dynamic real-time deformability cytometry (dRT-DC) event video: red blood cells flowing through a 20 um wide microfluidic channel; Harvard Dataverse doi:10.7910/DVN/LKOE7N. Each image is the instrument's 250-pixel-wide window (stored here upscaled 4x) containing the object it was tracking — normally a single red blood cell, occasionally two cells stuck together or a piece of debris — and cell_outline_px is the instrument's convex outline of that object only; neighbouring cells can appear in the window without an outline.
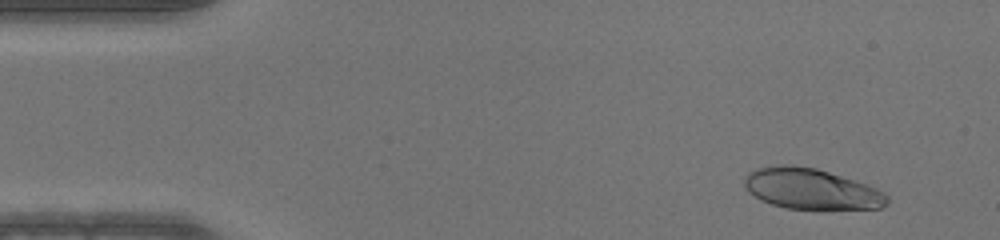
{"species": "human", "species_latin": "Homo sapiens", "temperature_condition": "warm", "stored_images_in_passage": 49, "camera_frame_rate_fps": 3000, "um_per_image_px": 0.085, "donor": {"sex": "male"}, "frame": {"image": 1, "passage_image": 4, "time_ms": 1.0, "image_size_px": [1000, 240], "cell_outline_px": [[888, 204], [880, 208], [788, 208], [772, 204], [760, 200], [748, 192], [744, 184], [744, 176], [748, 172], [760, 168], [780, 164], [792, 164], [816, 168], [856, 180], [876, 188], [884, 192], [888, 196]], "centroid_in_image_um": [68.93, 16.03], "position_along_channel_um": 16.1, "area_um2": 33.7}}
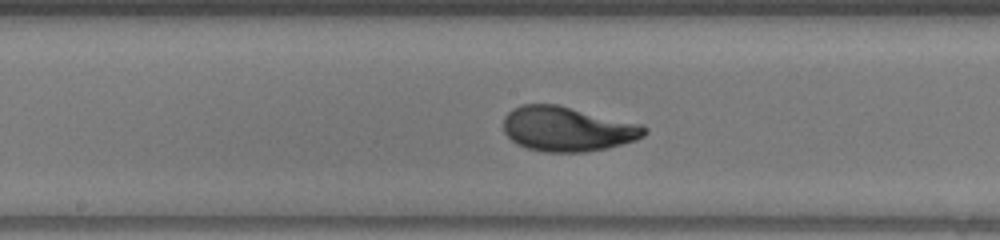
{"frame": {"image": 2, "passage_image": 25, "time_ms": 8.0, "image_size_px": [1000, 240], "cell_outline_px": [[648, 132], [644, 136], [636, 140], [608, 148], [584, 152], [544, 152], [528, 148], [516, 144], [504, 132], [504, 116], [512, 108], [520, 104], [560, 104], [640, 124], [648, 128]], "centroid_in_image_um": [48.23, 10.95], "position_along_channel_um": 200.0, "area_um2": 37.05}}
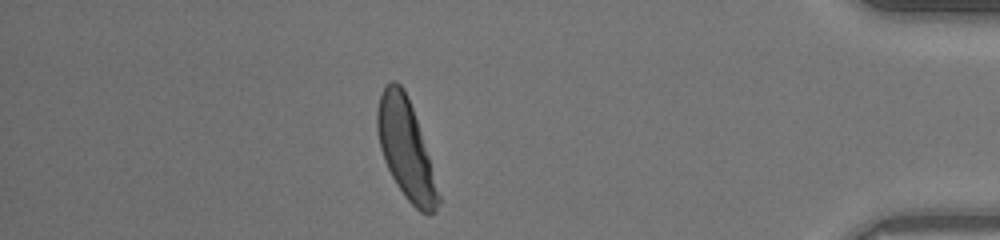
{"frame": {"image": 3, "passage_image": 43, "time_ms": 14.0, "image_size_px": [1000, 240], "cell_outline_px": [[440, 204], [428, 216], [420, 212], [404, 196], [396, 184], [384, 160], [380, 148], [376, 128], [376, 112], [380, 96], [384, 84], [392, 80], [396, 80], [404, 88], [412, 108], [428, 156], [440, 196]], "centroid_in_image_um": [34.46, 12.65], "position_along_channel_um": 400.7, "area_um2": 34.8}}